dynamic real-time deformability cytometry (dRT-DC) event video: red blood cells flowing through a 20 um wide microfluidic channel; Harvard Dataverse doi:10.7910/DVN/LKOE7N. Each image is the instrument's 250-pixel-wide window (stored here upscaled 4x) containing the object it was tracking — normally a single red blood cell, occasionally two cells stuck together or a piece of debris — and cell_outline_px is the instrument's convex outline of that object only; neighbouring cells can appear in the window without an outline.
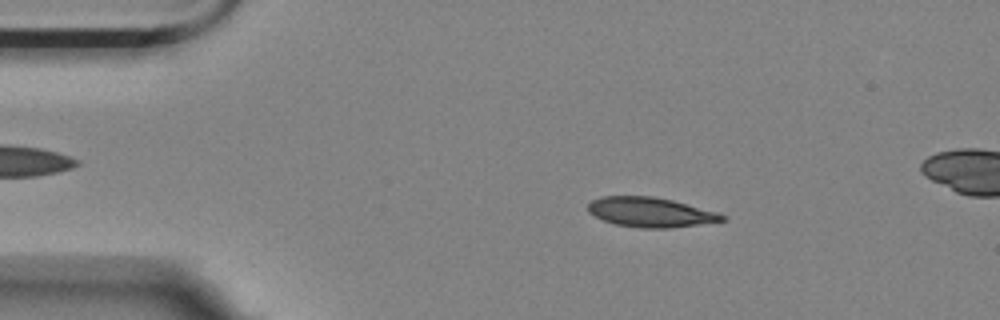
{"species": "Egyptian fruit bat (a non-hibernating species)", "species_latin": "Rousettus aegyptiacus", "temperature_condition": "room temperature", "stored_images_in_passage": 56, "camera_frame_rate_fps": 3000, "um_per_image_px": 0.085, "animal": {"sex": "female"}, "frame": {"image": 1, "passage_image": 9, "time_ms": 2.667, "image_size_px": [1000, 320], "cell_outline_px": [[728, 220], [672, 228], [640, 228], [616, 224], [604, 220], [588, 212], [588, 204], [592, 200], [600, 196], [652, 196], [672, 200], [720, 212], [728, 216]], "centroid_in_image_um": [55.35, 18.04], "position_along_channel_um": 29.6, "area_um2": 23.41}}
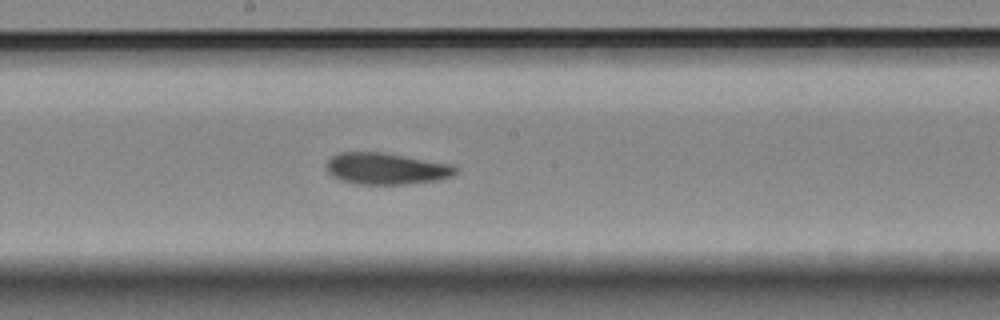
{"frame": {"image": 2, "passage_image": 29, "time_ms": 9.333, "image_size_px": [1000, 320], "cell_outline_px": [[456, 172], [452, 176], [436, 180], [408, 184], [356, 184], [340, 180], [332, 176], [328, 172], [328, 160], [332, 156], [340, 152], [380, 152], [448, 164], [456, 168]], "centroid_in_image_um": [32.77, 14.34], "position_along_channel_um": 215.4, "area_um2": 23.29}}
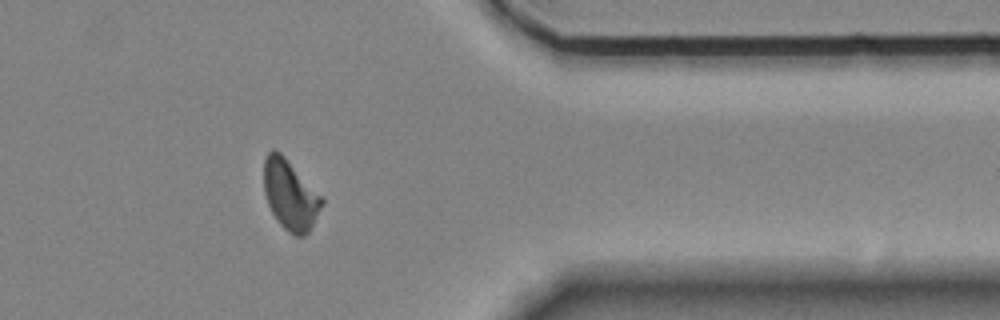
{"frame": {"image": 3, "passage_image": 45, "time_ms": 14.667, "image_size_px": [1000, 320], "cell_outline_px": [[324, 204], [308, 232], [304, 236], [296, 236], [288, 232], [276, 220], [268, 204], [264, 192], [264, 160], [268, 152], [272, 148], [280, 152], [284, 156], [324, 200]], "centroid_in_image_um": [24.65, 16.58], "position_along_channel_um": 386.8, "area_um2": 23.29}, "authors_computed_cell_mechanics": {"area_um2": 23.3512, "velocity_mm_per_s": 3.5142, "shape_relaxation_time_tau1_ms": 7.2669, "shape_relaxation_time_tau2_ms": 3.1574, "deformation_change_tau1": 0.1758, "deformation_change_tau2": 0.0859}}